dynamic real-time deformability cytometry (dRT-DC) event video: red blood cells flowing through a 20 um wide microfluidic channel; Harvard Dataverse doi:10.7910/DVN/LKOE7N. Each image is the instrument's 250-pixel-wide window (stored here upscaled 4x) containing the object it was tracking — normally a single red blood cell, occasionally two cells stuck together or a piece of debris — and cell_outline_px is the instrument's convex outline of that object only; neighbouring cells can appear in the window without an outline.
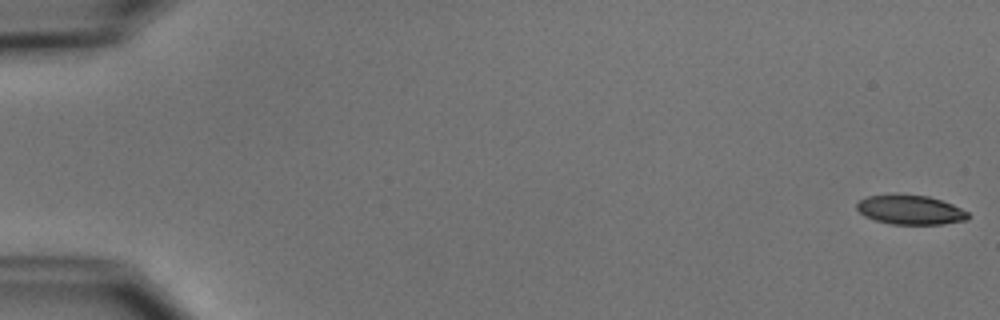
{"species": "common noctule bat (a hibernating species)", "species_latin": "Nyctalus noctula", "temperature_condition": "cold", "stored_images_in_passage": 21, "camera_frame_rate_fps": 3000, "um_per_image_px": 0.085, "animal": {"sex": "male", "body_mass_g": 15.6}, "frame": {"image": 1, "passage_image": 1, "time_ms": 0.0, "image_size_px": [1000, 320], "cell_outline_px": [[968, 220], [944, 224], [892, 224], [876, 220], [864, 216], [856, 208], [856, 204], [860, 200], [868, 196], [896, 192], [928, 196], [952, 204], [968, 212]], "centroid_in_image_um": [77.35, 17.81], "position_along_channel_um": 7.6, "area_um2": 19.36}}
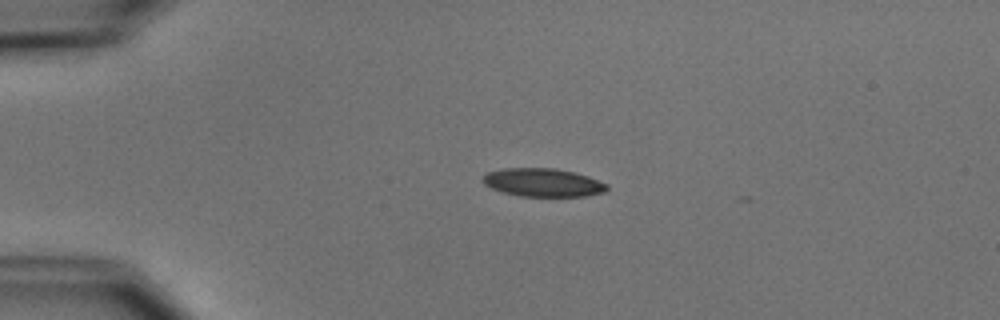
{"frame": {"image": 2, "passage_image": 13, "time_ms": 4.0, "image_size_px": [1000, 320], "cell_outline_px": [[608, 188], [604, 192], [584, 196], [520, 196], [504, 192], [492, 188], [484, 184], [480, 180], [484, 172], [500, 168], [556, 168], [588, 176], [608, 184]], "centroid_in_image_um": [46.09, 15.5], "position_along_channel_um": 38.9, "area_um2": 20.58}}